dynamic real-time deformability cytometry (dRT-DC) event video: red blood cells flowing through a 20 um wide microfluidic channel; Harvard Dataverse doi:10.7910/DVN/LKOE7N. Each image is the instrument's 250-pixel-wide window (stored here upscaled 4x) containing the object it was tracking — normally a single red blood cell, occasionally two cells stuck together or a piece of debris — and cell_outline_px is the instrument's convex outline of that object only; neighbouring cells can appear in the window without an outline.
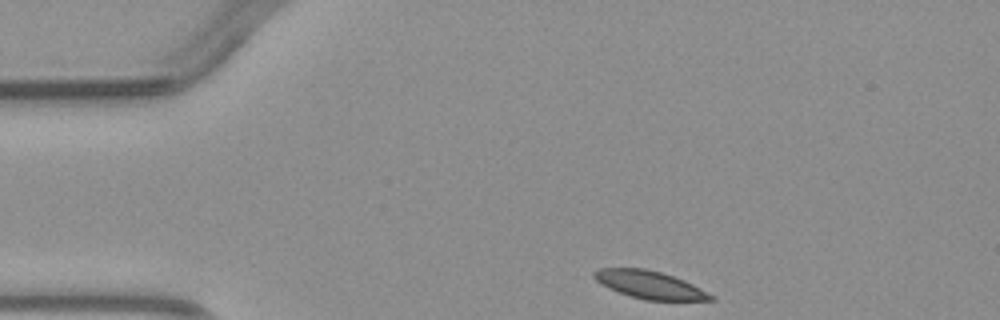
{"species": "common noctule bat (a hibernating species)", "species_latin": "Nyctalus noctula", "temperature_condition": "warm", "stored_images_in_passage": 2, "camera_frame_rate_fps": 3000, "um_per_image_px": 0.085, "animal": {"sex": "male", "body_mass_g": 23.1, "forearm_length_mm": 52.7}, "frame": {"image": 1, "passage_image": 1, "time_ms": 0.0, "image_size_px": [1000, 320], "cell_outline_px": [[716, 300], [644, 300], [608, 288], [600, 284], [592, 276], [592, 272], [600, 268], [644, 268], [660, 272], [684, 280], [700, 288], [712, 296]], "centroid_in_image_um": [55.17, 24.19], "position_along_channel_um": 29.8, "area_um2": 18.61}}